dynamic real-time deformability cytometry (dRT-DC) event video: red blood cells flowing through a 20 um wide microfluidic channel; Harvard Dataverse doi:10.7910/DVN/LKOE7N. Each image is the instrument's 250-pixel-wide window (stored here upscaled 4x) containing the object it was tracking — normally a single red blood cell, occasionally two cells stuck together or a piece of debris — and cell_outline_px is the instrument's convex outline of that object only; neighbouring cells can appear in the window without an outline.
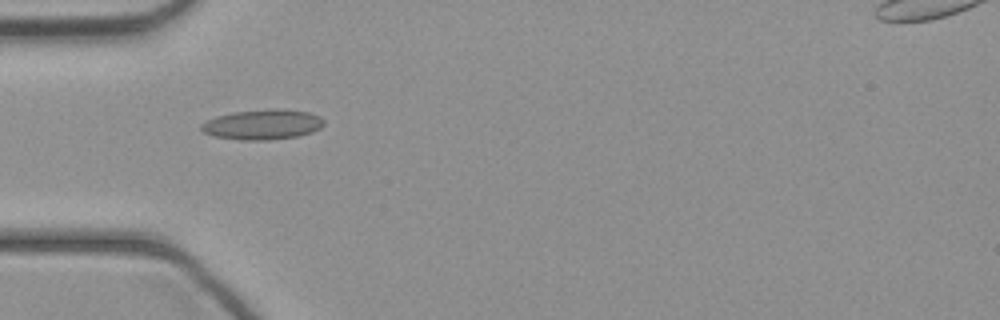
{"species": "common noctule bat (a hibernating species)", "species_latin": "Nyctalus noctula", "temperature_condition": "cold", "stored_images_in_passage": 9, "camera_frame_rate_fps": 3000, "um_per_image_px": 0.085, "animal": {"sex": "female", "body_mass_g": 21.9}, "frame": {"image": 1, "passage_image": 1, "time_ms": 0.0, "image_size_px": [1000, 320], "cell_outline_px": [[324, 124], [320, 128], [312, 132], [300, 136], [272, 140], [244, 140], [212, 136], [204, 132], [200, 128], [200, 124], [216, 116], [232, 112], [276, 108], [280, 108], [308, 112], [320, 116], [324, 120]], "centroid_in_image_um": [22.34, 10.58], "position_along_channel_um": 62.7, "area_um2": 21.73}}